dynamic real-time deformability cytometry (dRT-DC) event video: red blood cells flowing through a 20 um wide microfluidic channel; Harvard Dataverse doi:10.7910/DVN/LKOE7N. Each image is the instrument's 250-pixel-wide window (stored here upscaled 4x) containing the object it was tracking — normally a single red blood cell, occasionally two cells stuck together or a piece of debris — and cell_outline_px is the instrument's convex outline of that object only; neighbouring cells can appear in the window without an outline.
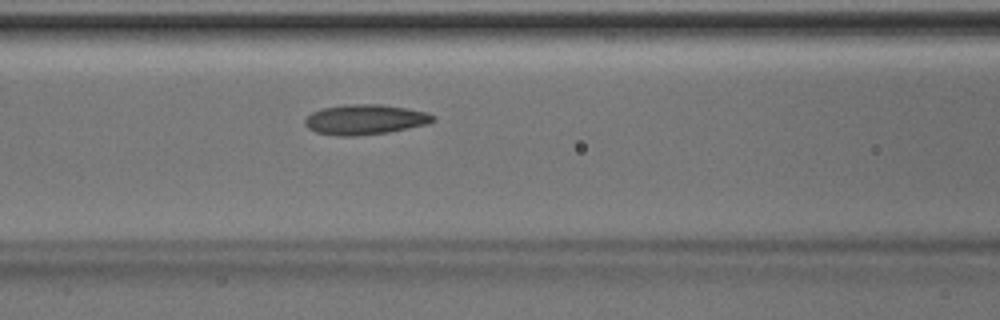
{"species": "Egyptian fruit bat (a non-hibernating species)", "species_latin": "Rousettus aegyptiacus", "temperature_condition": "room temperature", "stored_images_in_passage": 5, "camera_frame_rate_fps": 3000, "um_per_image_px": 0.085, "animal": {"sex": "male"}, "frame": {"image": 1, "passage_image": 5, "time_ms": 1.333, "image_size_px": [1000, 320], "cell_outline_px": [[436, 120], [428, 124], [388, 132], [352, 136], [340, 136], [316, 132], [308, 128], [304, 124], [304, 120], [312, 112], [320, 108], [352, 104], [380, 104], [408, 108], [428, 112], [436, 116]], "centroid_in_image_um": [31.06, 10.15], "position_along_channel_um": 135.5, "area_um2": 22.54}}